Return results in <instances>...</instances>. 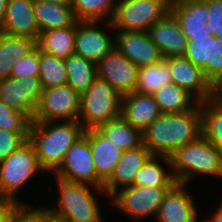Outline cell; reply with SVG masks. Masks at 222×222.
<instances>
[{
  "label": "cell",
  "instance_id": "6da1fadb",
  "mask_svg": "<svg viewBox=\"0 0 222 222\" xmlns=\"http://www.w3.org/2000/svg\"><path fill=\"white\" fill-rule=\"evenodd\" d=\"M202 135L200 103L183 113H162L143 131V144L152 155L170 156Z\"/></svg>",
  "mask_w": 222,
  "mask_h": 222
},
{
  "label": "cell",
  "instance_id": "7a4b0ae2",
  "mask_svg": "<svg viewBox=\"0 0 222 222\" xmlns=\"http://www.w3.org/2000/svg\"><path fill=\"white\" fill-rule=\"evenodd\" d=\"M78 121L33 122L28 140L34 146L39 165L45 172H55L63 163L65 154L84 135Z\"/></svg>",
  "mask_w": 222,
  "mask_h": 222
},
{
  "label": "cell",
  "instance_id": "3957f363",
  "mask_svg": "<svg viewBox=\"0 0 222 222\" xmlns=\"http://www.w3.org/2000/svg\"><path fill=\"white\" fill-rule=\"evenodd\" d=\"M169 157L177 183L186 185L196 174L222 177V153L203 135Z\"/></svg>",
  "mask_w": 222,
  "mask_h": 222
},
{
  "label": "cell",
  "instance_id": "277c9868",
  "mask_svg": "<svg viewBox=\"0 0 222 222\" xmlns=\"http://www.w3.org/2000/svg\"><path fill=\"white\" fill-rule=\"evenodd\" d=\"M60 194L57 206L47 209L64 222H103L99 204L90 187L98 193H105L103 188L66 181L56 177Z\"/></svg>",
  "mask_w": 222,
  "mask_h": 222
},
{
  "label": "cell",
  "instance_id": "5b68a950",
  "mask_svg": "<svg viewBox=\"0 0 222 222\" xmlns=\"http://www.w3.org/2000/svg\"><path fill=\"white\" fill-rule=\"evenodd\" d=\"M121 99L108 82L97 77L81 95L78 121L85 131L98 128L121 115Z\"/></svg>",
  "mask_w": 222,
  "mask_h": 222
},
{
  "label": "cell",
  "instance_id": "8992f818",
  "mask_svg": "<svg viewBox=\"0 0 222 222\" xmlns=\"http://www.w3.org/2000/svg\"><path fill=\"white\" fill-rule=\"evenodd\" d=\"M172 0H122L116 2L113 18L106 22L115 31H144L163 19Z\"/></svg>",
  "mask_w": 222,
  "mask_h": 222
},
{
  "label": "cell",
  "instance_id": "52a82bcc",
  "mask_svg": "<svg viewBox=\"0 0 222 222\" xmlns=\"http://www.w3.org/2000/svg\"><path fill=\"white\" fill-rule=\"evenodd\" d=\"M44 170L32 143L27 139L5 160L0 162V190L5 198L24 204L16 197L17 192L37 173Z\"/></svg>",
  "mask_w": 222,
  "mask_h": 222
},
{
  "label": "cell",
  "instance_id": "ba28073f",
  "mask_svg": "<svg viewBox=\"0 0 222 222\" xmlns=\"http://www.w3.org/2000/svg\"><path fill=\"white\" fill-rule=\"evenodd\" d=\"M172 187L131 185L119 189L111 197V204L130 216L133 220H142L147 216H156L164 196Z\"/></svg>",
  "mask_w": 222,
  "mask_h": 222
},
{
  "label": "cell",
  "instance_id": "9c48e42d",
  "mask_svg": "<svg viewBox=\"0 0 222 222\" xmlns=\"http://www.w3.org/2000/svg\"><path fill=\"white\" fill-rule=\"evenodd\" d=\"M79 95L68 84L43 89L33 122L75 121L80 113ZM59 119V120H58Z\"/></svg>",
  "mask_w": 222,
  "mask_h": 222
},
{
  "label": "cell",
  "instance_id": "30bf717a",
  "mask_svg": "<svg viewBox=\"0 0 222 222\" xmlns=\"http://www.w3.org/2000/svg\"><path fill=\"white\" fill-rule=\"evenodd\" d=\"M57 178L103 188L97 176L89 139L83 135L65 154L63 163L53 173Z\"/></svg>",
  "mask_w": 222,
  "mask_h": 222
},
{
  "label": "cell",
  "instance_id": "8fae6325",
  "mask_svg": "<svg viewBox=\"0 0 222 222\" xmlns=\"http://www.w3.org/2000/svg\"><path fill=\"white\" fill-rule=\"evenodd\" d=\"M43 92L39 77L0 80V99L8 107L24 113L31 121Z\"/></svg>",
  "mask_w": 222,
  "mask_h": 222
},
{
  "label": "cell",
  "instance_id": "7c38bea8",
  "mask_svg": "<svg viewBox=\"0 0 222 222\" xmlns=\"http://www.w3.org/2000/svg\"><path fill=\"white\" fill-rule=\"evenodd\" d=\"M97 77L108 82L121 96L136 91L139 67L115 48L96 63Z\"/></svg>",
  "mask_w": 222,
  "mask_h": 222
},
{
  "label": "cell",
  "instance_id": "4fadbf2b",
  "mask_svg": "<svg viewBox=\"0 0 222 222\" xmlns=\"http://www.w3.org/2000/svg\"><path fill=\"white\" fill-rule=\"evenodd\" d=\"M103 21H76L74 54L97 63L115 48V39L99 27Z\"/></svg>",
  "mask_w": 222,
  "mask_h": 222
},
{
  "label": "cell",
  "instance_id": "5bb4252c",
  "mask_svg": "<svg viewBox=\"0 0 222 222\" xmlns=\"http://www.w3.org/2000/svg\"><path fill=\"white\" fill-rule=\"evenodd\" d=\"M115 49L137 67L163 61L165 58L158 46L144 31H115Z\"/></svg>",
  "mask_w": 222,
  "mask_h": 222
},
{
  "label": "cell",
  "instance_id": "9a60e30c",
  "mask_svg": "<svg viewBox=\"0 0 222 222\" xmlns=\"http://www.w3.org/2000/svg\"><path fill=\"white\" fill-rule=\"evenodd\" d=\"M172 82L190 93L199 103L213 97V85L203 69L195 66L184 56L169 57Z\"/></svg>",
  "mask_w": 222,
  "mask_h": 222
},
{
  "label": "cell",
  "instance_id": "2e32d148",
  "mask_svg": "<svg viewBox=\"0 0 222 222\" xmlns=\"http://www.w3.org/2000/svg\"><path fill=\"white\" fill-rule=\"evenodd\" d=\"M207 11V0H172L170 7L187 40L212 35L206 24Z\"/></svg>",
  "mask_w": 222,
  "mask_h": 222
},
{
  "label": "cell",
  "instance_id": "e0dca14e",
  "mask_svg": "<svg viewBox=\"0 0 222 222\" xmlns=\"http://www.w3.org/2000/svg\"><path fill=\"white\" fill-rule=\"evenodd\" d=\"M187 185L176 183L168 190L156 214L157 222H197L198 210ZM189 193V194H188Z\"/></svg>",
  "mask_w": 222,
  "mask_h": 222
},
{
  "label": "cell",
  "instance_id": "ac0fdd59",
  "mask_svg": "<svg viewBox=\"0 0 222 222\" xmlns=\"http://www.w3.org/2000/svg\"><path fill=\"white\" fill-rule=\"evenodd\" d=\"M151 156V152L144 144L135 149L125 150L112 175L103 185L107 196L110 197L119 189L133 185L135 175Z\"/></svg>",
  "mask_w": 222,
  "mask_h": 222
},
{
  "label": "cell",
  "instance_id": "d6986e66",
  "mask_svg": "<svg viewBox=\"0 0 222 222\" xmlns=\"http://www.w3.org/2000/svg\"><path fill=\"white\" fill-rule=\"evenodd\" d=\"M148 34L158 46L164 58L185 54L188 40L171 12L150 26Z\"/></svg>",
  "mask_w": 222,
  "mask_h": 222
},
{
  "label": "cell",
  "instance_id": "ffe728a7",
  "mask_svg": "<svg viewBox=\"0 0 222 222\" xmlns=\"http://www.w3.org/2000/svg\"><path fill=\"white\" fill-rule=\"evenodd\" d=\"M161 114L153 94H142L135 91L122 96L121 116L142 132Z\"/></svg>",
  "mask_w": 222,
  "mask_h": 222
},
{
  "label": "cell",
  "instance_id": "44dd1931",
  "mask_svg": "<svg viewBox=\"0 0 222 222\" xmlns=\"http://www.w3.org/2000/svg\"><path fill=\"white\" fill-rule=\"evenodd\" d=\"M33 6L34 0H9L3 33L13 36H26L38 41L40 31Z\"/></svg>",
  "mask_w": 222,
  "mask_h": 222
},
{
  "label": "cell",
  "instance_id": "7402d4cb",
  "mask_svg": "<svg viewBox=\"0 0 222 222\" xmlns=\"http://www.w3.org/2000/svg\"><path fill=\"white\" fill-rule=\"evenodd\" d=\"M84 135L91 143V152L97 176L105 183L112 175L115 165L124 153L105 137L97 128L89 129Z\"/></svg>",
  "mask_w": 222,
  "mask_h": 222
},
{
  "label": "cell",
  "instance_id": "603a6c76",
  "mask_svg": "<svg viewBox=\"0 0 222 222\" xmlns=\"http://www.w3.org/2000/svg\"><path fill=\"white\" fill-rule=\"evenodd\" d=\"M33 9L40 33L72 26L77 21L71 5L34 0Z\"/></svg>",
  "mask_w": 222,
  "mask_h": 222
},
{
  "label": "cell",
  "instance_id": "cb8c5ba5",
  "mask_svg": "<svg viewBox=\"0 0 222 222\" xmlns=\"http://www.w3.org/2000/svg\"><path fill=\"white\" fill-rule=\"evenodd\" d=\"M76 22L72 26L40 33L37 46L42 52L66 59L75 51Z\"/></svg>",
  "mask_w": 222,
  "mask_h": 222
},
{
  "label": "cell",
  "instance_id": "d4e9b609",
  "mask_svg": "<svg viewBox=\"0 0 222 222\" xmlns=\"http://www.w3.org/2000/svg\"><path fill=\"white\" fill-rule=\"evenodd\" d=\"M157 159H161V162H163V164L165 163L164 165L171 169V161L169 156L152 155L135 175L133 185L173 187L177 183L172 170H169L170 172L165 171V168L159 161H157Z\"/></svg>",
  "mask_w": 222,
  "mask_h": 222
},
{
  "label": "cell",
  "instance_id": "484cf974",
  "mask_svg": "<svg viewBox=\"0 0 222 222\" xmlns=\"http://www.w3.org/2000/svg\"><path fill=\"white\" fill-rule=\"evenodd\" d=\"M97 129L124 151L143 145V132L134 128L121 115L100 125Z\"/></svg>",
  "mask_w": 222,
  "mask_h": 222
},
{
  "label": "cell",
  "instance_id": "4316f807",
  "mask_svg": "<svg viewBox=\"0 0 222 222\" xmlns=\"http://www.w3.org/2000/svg\"><path fill=\"white\" fill-rule=\"evenodd\" d=\"M153 96L162 113H183L192 110L199 103L190 93L173 82L161 87Z\"/></svg>",
  "mask_w": 222,
  "mask_h": 222
},
{
  "label": "cell",
  "instance_id": "83f0119b",
  "mask_svg": "<svg viewBox=\"0 0 222 222\" xmlns=\"http://www.w3.org/2000/svg\"><path fill=\"white\" fill-rule=\"evenodd\" d=\"M67 82L79 95H82L97 78L96 63L73 54L64 59Z\"/></svg>",
  "mask_w": 222,
  "mask_h": 222
},
{
  "label": "cell",
  "instance_id": "f1b7e54d",
  "mask_svg": "<svg viewBox=\"0 0 222 222\" xmlns=\"http://www.w3.org/2000/svg\"><path fill=\"white\" fill-rule=\"evenodd\" d=\"M172 76L169 69V57L163 61L139 67L136 92L153 94L161 87L170 84Z\"/></svg>",
  "mask_w": 222,
  "mask_h": 222
},
{
  "label": "cell",
  "instance_id": "f546056e",
  "mask_svg": "<svg viewBox=\"0 0 222 222\" xmlns=\"http://www.w3.org/2000/svg\"><path fill=\"white\" fill-rule=\"evenodd\" d=\"M115 6L116 0H72L71 4L77 21L110 22Z\"/></svg>",
  "mask_w": 222,
  "mask_h": 222
},
{
  "label": "cell",
  "instance_id": "4dcf8cb0",
  "mask_svg": "<svg viewBox=\"0 0 222 222\" xmlns=\"http://www.w3.org/2000/svg\"><path fill=\"white\" fill-rule=\"evenodd\" d=\"M202 135L222 153V107L212 99L200 102Z\"/></svg>",
  "mask_w": 222,
  "mask_h": 222
},
{
  "label": "cell",
  "instance_id": "1f68e13d",
  "mask_svg": "<svg viewBox=\"0 0 222 222\" xmlns=\"http://www.w3.org/2000/svg\"><path fill=\"white\" fill-rule=\"evenodd\" d=\"M39 78L43 89L66 84L67 70L64 59L57 58L40 50Z\"/></svg>",
  "mask_w": 222,
  "mask_h": 222
},
{
  "label": "cell",
  "instance_id": "d6a6232c",
  "mask_svg": "<svg viewBox=\"0 0 222 222\" xmlns=\"http://www.w3.org/2000/svg\"><path fill=\"white\" fill-rule=\"evenodd\" d=\"M211 37L212 35H206L188 40L183 56L203 69L207 63H211Z\"/></svg>",
  "mask_w": 222,
  "mask_h": 222
},
{
  "label": "cell",
  "instance_id": "836d02e7",
  "mask_svg": "<svg viewBox=\"0 0 222 222\" xmlns=\"http://www.w3.org/2000/svg\"><path fill=\"white\" fill-rule=\"evenodd\" d=\"M31 120L22 112L16 111L0 99V129L10 132H29Z\"/></svg>",
  "mask_w": 222,
  "mask_h": 222
},
{
  "label": "cell",
  "instance_id": "e575fe53",
  "mask_svg": "<svg viewBox=\"0 0 222 222\" xmlns=\"http://www.w3.org/2000/svg\"><path fill=\"white\" fill-rule=\"evenodd\" d=\"M40 48L36 46L31 52L17 60L11 70L10 77L28 78L39 77Z\"/></svg>",
  "mask_w": 222,
  "mask_h": 222
},
{
  "label": "cell",
  "instance_id": "d590c367",
  "mask_svg": "<svg viewBox=\"0 0 222 222\" xmlns=\"http://www.w3.org/2000/svg\"><path fill=\"white\" fill-rule=\"evenodd\" d=\"M203 71L213 86L222 80V37H211V63H207Z\"/></svg>",
  "mask_w": 222,
  "mask_h": 222
},
{
  "label": "cell",
  "instance_id": "8d00e7d4",
  "mask_svg": "<svg viewBox=\"0 0 222 222\" xmlns=\"http://www.w3.org/2000/svg\"><path fill=\"white\" fill-rule=\"evenodd\" d=\"M29 132H10L0 129V162L5 160L28 139Z\"/></svg>",
  "mask_w": 222,
  "mask_h": 222
},
{
  "label": "cell",
  "instance_id": "74e56055",
  "mask_svg": "<svg viewBox=\"0 0 222 222\" xmlns=\"http://www.w3.org/2000/svg\"><path fill=\"white\" fill-rule=\"evenodd\" d=\"M207 27L215 38L222 37V0H207Z\"/></svg>",
  "mask_w": 222,
  "mask_h": 222
},
{
  "label": "cell",
  "instance_id": "f35d334b",
  "mask_svg": "<svg viewBox=\"0 0 222 222\" xmlns=\"http://www.w3.org/2000/svg\"><path fill=\"white\" fill-rule=\"evenodd\" d=\"M14 64L10 52V35L0 33V80L10 77Z\"/></svg>",
  "mask_w": 222,
  "mask_h": 222
},
{
  "label": "cell",
  "instance_id": "ab89813d",
  "mask_svg": "<svg viewBox=\"0 0 222 222\" xmlns=\"http://www.w3.org/2000/svg\"><path fill=\"white\" fill-rule=\"evenodd\" d=\"M37 46V41L26 36L10 35V52L12 60L16 62L27 55Z\"/></svg>",
  "mask_w": 222,
  "mask_h": 222
},
{
  "label": "cell",
  "instance_id": "60d3db41",
  "mask_svg": "<svg viewBox=\"0 0 222 222\" xmlns=\"http://www.w3.org/2000/svg\"><path fill=\"white\" fill-rule=\"evenodd\" d=\"M26 204H20L10 215L8 222H36V209Z\"/></svg>",
  "mask_w": 222,
  "mask_h": 222
},
{
  "label": "cell",
  "instance_id": "b9f144b4",
  "mask_svg": "<svg viewBox=\"0 0 222 222\" xmlns=\"http://www.w3.org/2000/svg\"><path fill=\"white\" fill-rule=\"evenodd\" d=\"M20 205L19 202L10 198L0 199V222H8L10 215Z\"/></svg>",
  "mask_w": 222,
  "mask_h": 222
},
{
  "label": "cell",
  "instance_id": "7bdbcfd3",
  "mask_svg": "<svg viewBox=\"0 0 222 222\" xmlns=\"http://www.w3.org/2000/svg\"><path fill=\"white\" fill-rule=\"evenodd\" d=\"M36 222H64L60 217L55 216L47 210V207L44 209H36Z\"/></svg>",
  "mask_w": 222,
  "mask_h": 222
},
{
  "label": "cell",
  "instance_id": "ee69618b",
  "mask_svg": "<svg viewBox=\"0 0 222 222\" xmlns=\"http://www.w3.org/2000/svg\"><path fill=\"white\" fill-rule=\"evenodd\" d=\"M212 100L222 107V80L213 86Z\"/></svg>",
  "mask_w": 222,
  "mask_h": 222
},
{
  "label": "cell",
  "instance_id": "f6af8a7d",
  "mask_svg": "<svg viewBox=\"0 0 222 222\" xmlns=\"http://www.w3.org/2000/svg\"><path fill=\"white\" fill-rule=\"evenodd\" d=\"M9 0H0V33H3L6 8Z\"/></svg>",
  "mask_w": 222,
  "mask_h": 222
},
{
  "label": "cell",
  "instance_id": "bcb514c9",
  "mask_svg": "<svg viewBox=\"0 0 222 222\" xmlns=\"http://www.w3.org/2000/svg\"><path fill=\"white\" fill-rule=\"evenodd\" d=\"M219 205L220 206L217 208L214 214L211 217H208L209 218L207 219L208 222H222V204Z\"/></svg>",
  "mask_w": 222,
  "mask_h": 222
},
{
  "label": "cell",
  "instance_id": "7dc6e473",
  "mask_svg": "<svg viewBox=\"0 0 222 222\" xmlns=\"http://www.w3.org/2000/svg\"><path fill=\"white\" fill-rule=\"evenodd\" d=\"M39 1L66 4V5H71L72 4V0H39Z\"/></svg>",
  "mask_w": 222,
  "mask_h": 222
},
{
  "label": "cell",
  "instance_id": "c3c4849f",
  "mask_svg": "<svg viewBox=\"0 0 222 222\" xmlns=\"http://www.w3.org/2000/svg\"><path fill=\"white\" fill-rule=\"evenodd\" d=\"M1 198H4V196H3V194H2V192H1V190H0V199Z\"/></svg>",
  "mask_w": 222,
  "mask_h": 222
}]
</instances>
